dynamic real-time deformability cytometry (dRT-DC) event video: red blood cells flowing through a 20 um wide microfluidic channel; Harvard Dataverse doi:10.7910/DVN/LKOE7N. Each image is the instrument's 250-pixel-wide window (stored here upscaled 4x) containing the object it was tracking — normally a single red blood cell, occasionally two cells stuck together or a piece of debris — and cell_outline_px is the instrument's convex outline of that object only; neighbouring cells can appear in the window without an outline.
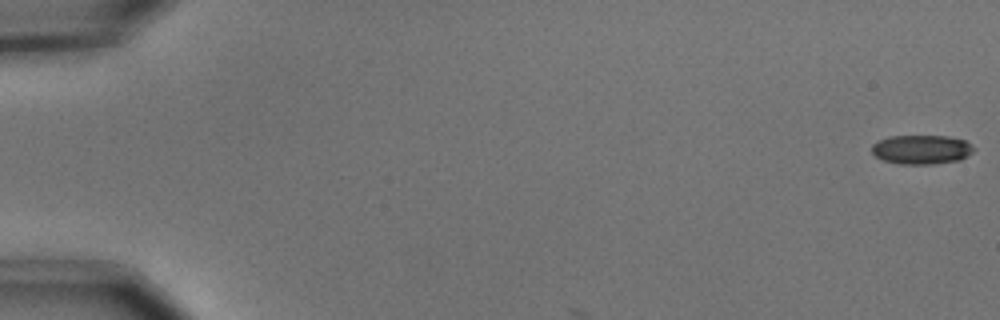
{"species": "common noctule bat (a hibernating species)", "species_latin": "Nyctalus noctula", "temperature_condition": "cold", "stored_images_in_passage": 8, "camera_frame_rate_fps": 3000, "um_per_image_px": 0.085, "animal": {"sex": "male", "body_mass_g": 15.6}, "frame": {"image": 1, "passage_image": 1, "time_ms": 0.0, "image_size_px": [1000, 320], "cell_outline_px": [[976, 148], [972, 152], [960, 160], [936, 164], [900, 164], [884, 160], [876, 156], [872, 152], [872, 144], [888, 136], [948, 136], [964, 140]], "centroid_in_image_um": [78.34, 12.71], "position_along_channel_um": 6.7, "area_um2": 17.34}}